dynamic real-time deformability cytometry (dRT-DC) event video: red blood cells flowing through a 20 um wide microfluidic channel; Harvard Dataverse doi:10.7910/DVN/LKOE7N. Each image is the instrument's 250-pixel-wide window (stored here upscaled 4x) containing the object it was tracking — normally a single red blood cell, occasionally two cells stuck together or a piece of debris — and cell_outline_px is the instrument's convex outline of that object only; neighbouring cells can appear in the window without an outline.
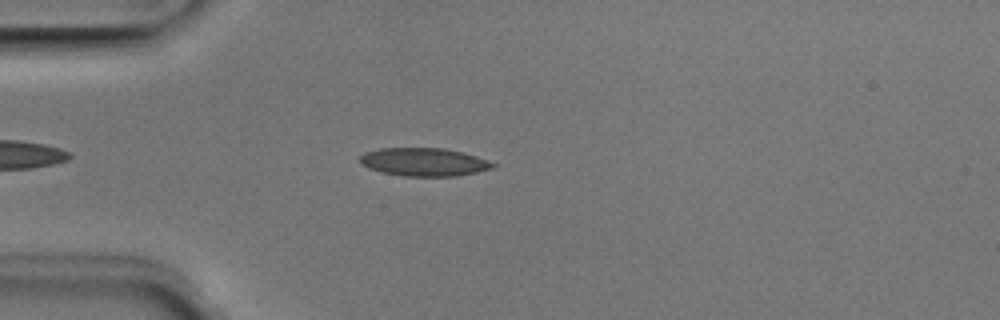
{"species": "Egyptian fruit bat (a non-hibernating species)", "species_latin": "Rousettus aegyptiacus", "temperature_condition": "room temperature", "stored_images_in_passage": 1, "camera_frame_rate_fps": 3000, "um_per_image_px": 0.085, "animal": {"sex": "male"}, "frame": {"image": 1, "passage_image": 1, "time_ms": 0.0, "image_size_px": [1000, 320], "cell_outline_px": [[496, 168], [456, 176], [404, 176], [380, 172], [368, 168], [360, 164], [360, 156], [364, 152], [380, 148], [444, 148], [476, 156], [488, 160], [496, 164]], "centroid_in_image_um": [36.02, 13.77], "position_along_channel_um": 49.0, "area_um2": 21.91}}